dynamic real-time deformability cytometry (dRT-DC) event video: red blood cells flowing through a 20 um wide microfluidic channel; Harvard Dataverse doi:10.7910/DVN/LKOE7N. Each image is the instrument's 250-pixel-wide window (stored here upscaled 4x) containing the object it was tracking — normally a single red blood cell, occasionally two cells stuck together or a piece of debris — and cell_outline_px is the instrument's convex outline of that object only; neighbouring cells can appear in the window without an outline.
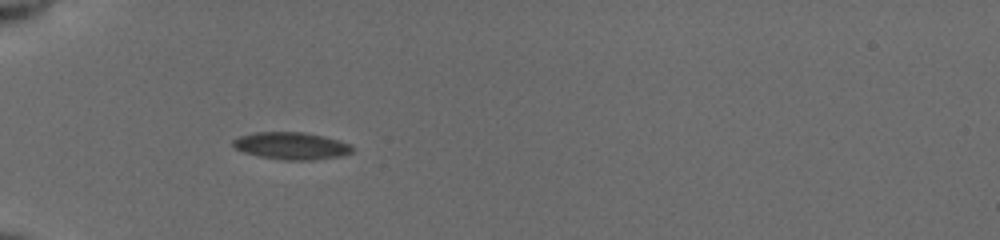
{"species": "common noctule bat (a hibernating species)", "species_latin": "Nyctalus noctula", "temperature_condition": "cold", "stored_images_in_passage": 36, "camera_frame_rate_fps": 3000, "um_per_image_px": 0.085, "animal": {"sex": "female", "body_mass_g": 19.5, "forearm_length_mm": 54.1}, "frame": {"image": 1, "passage_image": 1, "time_ms": 0.0, "image_size_px": [1000, 240], "cell_outline_px": [[352, 152], [340, 156], [312, 160], [284, 160], [260, 156], [244, 152], [236, 148], [232, 144], [232, 140], [240, 136], [256, 132], [304, 132], [324, 136], [348, 144], [352, 148]], "centroid_in_image_um": [24.74, 12.39], "position_along_channel_um": 60.3, "area_um2": 18.67}}
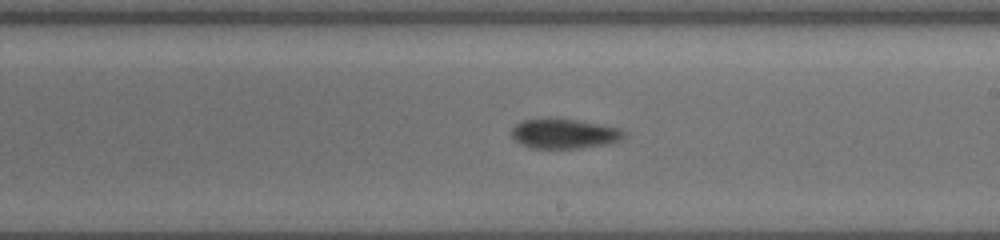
{"frame": {"image": 2, "passage_image": 16, "time_ms": 5.0, "image_size_px": [1000, 240], "cell_outline_px": [[628, 132], [620, 140], [612, 144], [580, 148], [532, 148], [516, 140], [512, 136], [512, 128], [516, 124], [524, 120], [576, 120], [616, 128]], "centroid_in_image_um": [48.01, 11.4], "position_along_channel_um": 241.0, "area_um2": 18.9}}
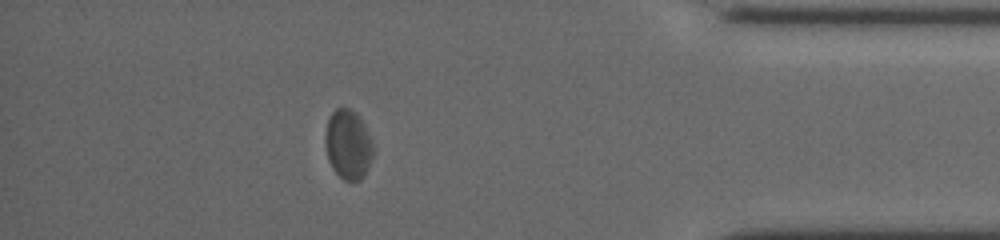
{"frame": {"image": 3, "passage_image": 31, "time_ms": 10.0, "image_size_px": [1000, 240], "cell_outline_px": [[372, 156], [364, 176], [360, 180], [344, 180], [332, 168], [328, 160], [324, 144], [324, 132], [328, 120], [332, 112], [336, 108], [348, 108], [356, 112], [364, 124], [372, 144]], "centroid_in_image_um": [29.55, 12.27], "position_along_channel_um": 405.7, "area_um2": 19.31}, "authors_computed_cell_mechanics": {"area_um2": 19.3341, "velocity_mm_per_s": 3.8758, "shape_relaxation_time_tau1_ms": null, "shape_relaxation_time_tau2_ms": 2.8424, "deformation_change_tau1": null, "deformation_change_tau2": 0.0632}}